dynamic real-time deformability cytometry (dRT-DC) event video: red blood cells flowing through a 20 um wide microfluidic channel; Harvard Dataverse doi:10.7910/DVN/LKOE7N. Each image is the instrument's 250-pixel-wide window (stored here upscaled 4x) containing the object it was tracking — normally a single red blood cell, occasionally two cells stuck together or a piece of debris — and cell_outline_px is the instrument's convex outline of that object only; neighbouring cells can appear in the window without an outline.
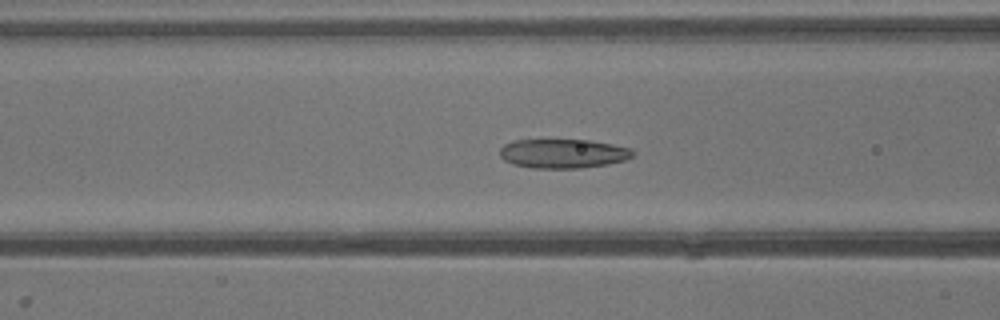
{"species": "common noctule bat (a hibernating species)", "species_latin": "Nyctalus noctula", "temperature_condition": "warm", "stored_images_in_passage": 35, "camera_frame_rate_fps": 3000, "um_per_image_px": 0.085, "animal": {"sex": "male", "body_mass_g": 13.3}, "frame": {"image": 1, "passage_image": 10, "time_ms": 3.0, "image_size_px": [1000, 320], "cell_outline_px": [[636, 152], [632, 156], [624, 160], [608, 164], [580, 168], [532, 168], [512, 164], [504, 160], [500, 156], [500, 148], [504, 144], [512, 140], [588, 140], [612, 144], [632, 148]], "centroid_in_image_um": [47.85, 13.05], "position_along_channel_um": 118.7, "area_um2": 22.72}}
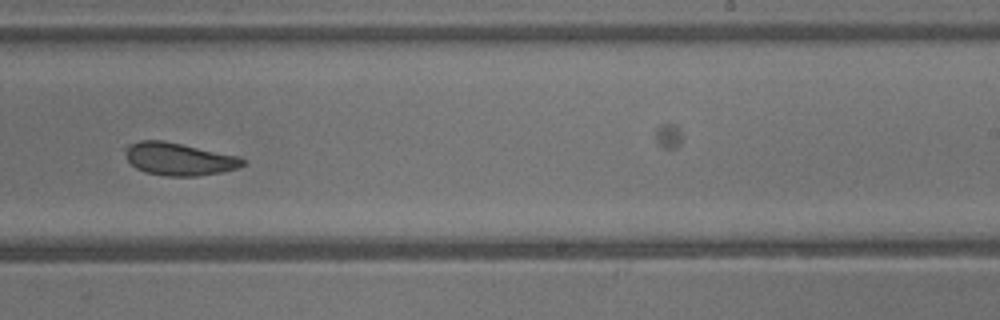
{"frame": {"image": 2, "passage_image": 19, "time_ms": 6.0, "image_size_px": [1000, 320], "cell_outline_px": [[244, 164], [236, 168], [220, 172], [196, 176], [164, 176], [144, 172], [136, 168], [128, 160], [124, 148], [124, 144], [140, 140], [164, 140], [240, 156], [244, 160]], "centroid_in_image_um": [15.16, 13.5], "position_along_channel_um": 273.8, "area_um2": 22.48}}
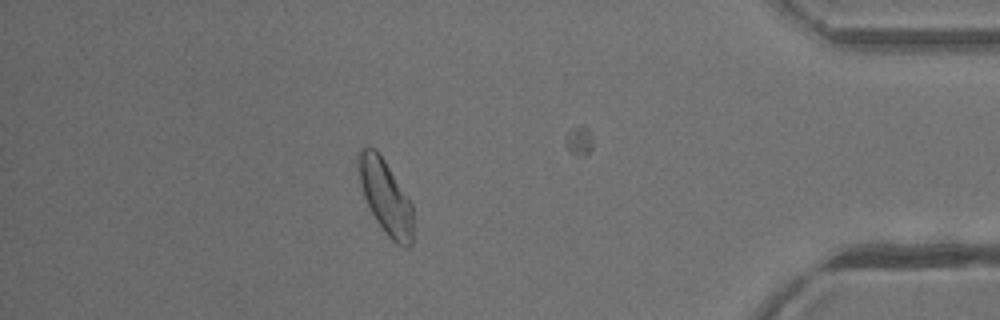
{"frame": {"image": 3, "passage_image": 29, "time_ms": 9.333, "image_size_px": [1000, 320], "cell_outline_px": [[412, 244], [408, 248], [404, 248], [396, 244], [384, 232], [376, 220], [364, 196], [360, 184], [356, 168], [356, 156], [360, 148], [368, 144], [376, 148], [408, 196], [412, 204]], "centroid_in_image_um": [32.73, 16.68], "position_along_channel_um": 402.5, "area_um2": 23.99}}